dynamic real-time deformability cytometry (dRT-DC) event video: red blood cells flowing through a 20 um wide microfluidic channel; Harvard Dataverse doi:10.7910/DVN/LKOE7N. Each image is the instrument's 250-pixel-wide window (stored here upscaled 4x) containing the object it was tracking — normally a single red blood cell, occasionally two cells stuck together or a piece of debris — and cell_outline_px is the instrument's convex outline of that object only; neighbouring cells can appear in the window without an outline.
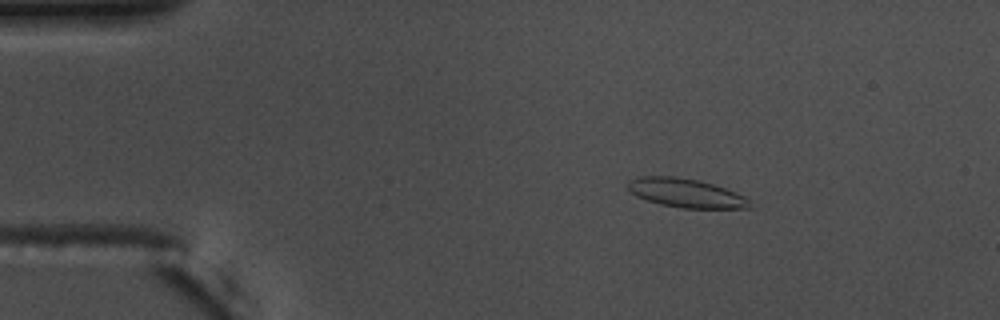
{"species": "common noctule bat (a hibernating species)", "species_latin": "Nyctalus noctula", "temperature_condition": "warm", "stored_images_in_passage": 54, "camera_frame_rate_fps": 3000, "um_per_image_px": 0.085, "animal": {"sex": "male", "body_mass_g": 17.5, "forearm_length_mm": 52.3}, "frame": {"image": 1, "passage_image": 7, "time_ms": 2.0, "image_size_px": [1000, 320], "cell_outline_px": [[752, 208], [684, 208], [660, 204], [636, 196], [628, 188], [628, 180], [640, 176], [672, 176], [696, 180], [712, 184], [724, 188], [744, 196], [748, 200]], "centroid_in_image_um": [58.27, 16.41], "position_along_channel_um": 26.7, "area_um2": 20.17}}
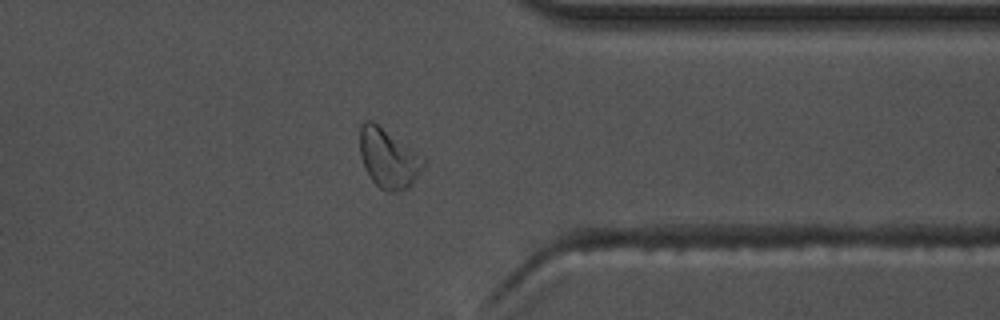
{"frame": {"image": 2, "passage_image": 42, "time_ms": 13.667, "image_size_px": [1000, 320], "cell_outline_px": [[428, 160], [412, 184], [396, 192], [388, 192], [380, 188], [372, 180], [364, 168], [360, 156], [360, 124], [364, 120], [372, 120]], "centroid_in_image_um": [33.0, 13.45], "position_along_channel_um": 378.4, "area_um2": 21.96}}
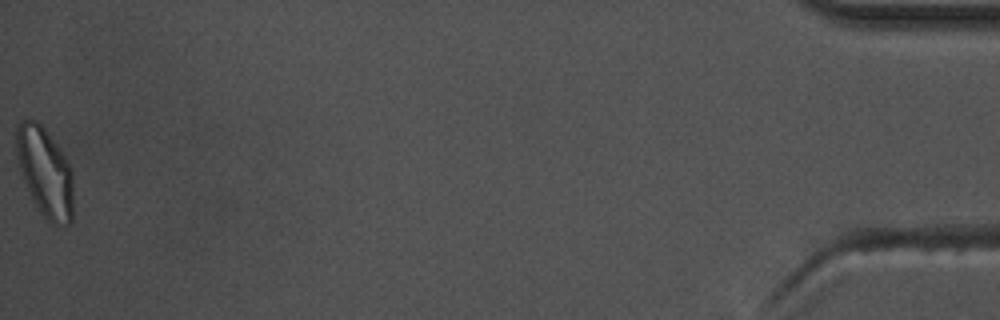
{"frame": {"image": 3, "passage_image": 54, "time_ms": 17.667, "image_size_px": [1000, 320], "cell_outline_px": [[72, 224], [48, 224], [40, 212], [24, 180], [20, 168], [16, 152], [16, 124], [20, 120], [28, 116], [36, 120], [44, 128], [56, 144], [64, 156], [72, 172]], "centroid_in_image_um": [3.81, 14.6], "position_along_channel_um": 431.4, "area_um2": 29.48}, "authors_computed_cell_mechanics": {"area_um2": 19.9121, "velocity_mm_per_s": 3.6496, "shape_relaxation_time_tau1_ms": 6.841, "shape_relaxation_time_tau2_ms": 3.2482, "deformation_change_tau1": 0.1848, "deformation_change_tau2": 0.1076}}